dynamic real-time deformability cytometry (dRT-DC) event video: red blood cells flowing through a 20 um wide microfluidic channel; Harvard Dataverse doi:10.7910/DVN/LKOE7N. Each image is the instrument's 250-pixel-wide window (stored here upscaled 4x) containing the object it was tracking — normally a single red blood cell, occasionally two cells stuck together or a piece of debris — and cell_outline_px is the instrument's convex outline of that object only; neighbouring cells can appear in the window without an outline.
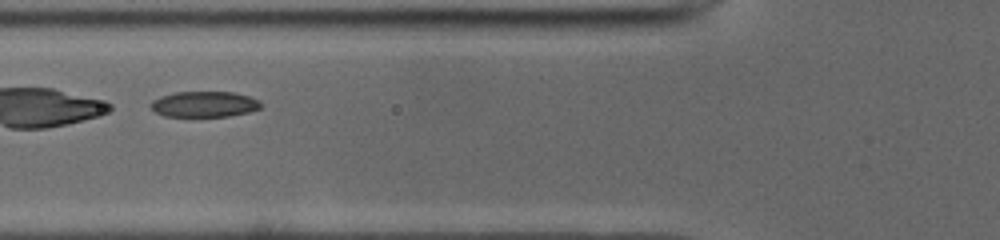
{"species": "common noctule bat (a hibernating species)", "species_latin": "Nyctalus noctula", "temperature_condition": "cold", "stored_images_in_passage": 40, "camera_frame_rate_fps": 3000, "um_per_image_px": 0.085, "animal": {"sex": "male", "body_mass_g": 19.0, "forearm_length_mm": 50.8}, "frame": {"image": 1, "passage_image": 11, "time_ms": 3.333, "image_size_px": [1000, 240], "cell_outline_px": [[264, 104], [260, 108], [248, 112], [228, 116], [164, 116], [156, 112], [152, 108], [152, 100], [160, 96], [176, 92], [236, 92], [260, 100]], "centroid_in_image_um": [17.41, 8.85], "position_along_channel_um": 108.4, "area_um2": 16.47}}
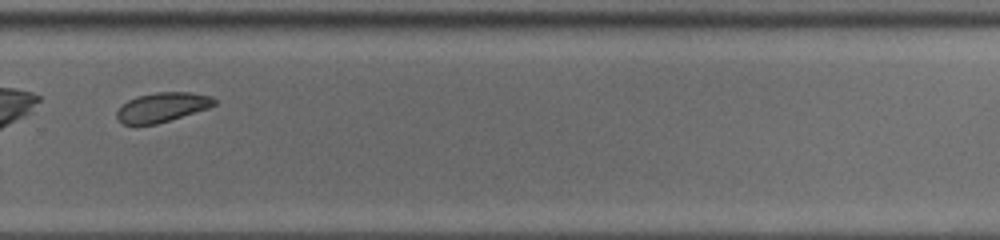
{"frame": {"image": 2, "passage_image": 27, "time_ms": 8.667, "image_size_px": [1000, 240], "cell_outline_px": [[216, 104], [208, 108], [156, 124], [124, 124], [116, 116], [116, 112], [128, 100], [136, 96], [156, 92], [188, 92], [212, 96], [216, 100]], "centroid_in_image_um": [13.8, 9.1], "position_along_channel_um": 316.0, "area_um2": 16.47}}
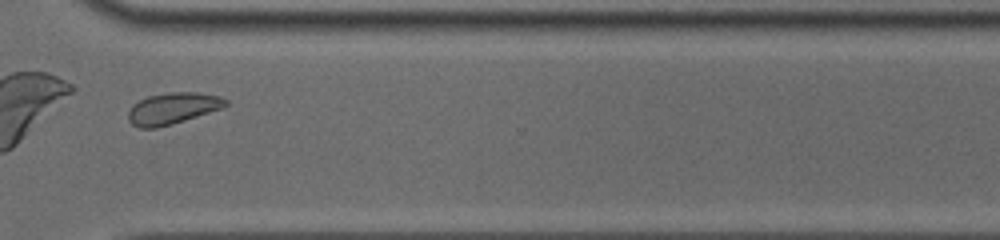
{"frame": {"image": 3, "passage_image": 30, "time_ms": 9.667, "image_size_px": [1000, 240], "cell_outline_px": [[228, 104], [224, 108], [184, 120], [156, 128], [140, 128], [132, 124], [128, 120], [128, 112], [140, 100], [148, 96], [168, 92], [196, 92], [220, 96], [228, 100]], "centroid_in_image_um": [14.72, 9.2], "position_along_channel_um": 355.9, "area_um2": 17.69}, "authors_computed_cell_mechanics": {"area_um2": 17.4556, "velocity_mm_per_s": 3.8903, "shape_relaxation_time_tau1_ms": 5.1752, "shape_relaxation_time_tau2_ms": 3.3027, "deformation_change_tau1": 0.1054, "deformation_change_tau2": 0.0741}}